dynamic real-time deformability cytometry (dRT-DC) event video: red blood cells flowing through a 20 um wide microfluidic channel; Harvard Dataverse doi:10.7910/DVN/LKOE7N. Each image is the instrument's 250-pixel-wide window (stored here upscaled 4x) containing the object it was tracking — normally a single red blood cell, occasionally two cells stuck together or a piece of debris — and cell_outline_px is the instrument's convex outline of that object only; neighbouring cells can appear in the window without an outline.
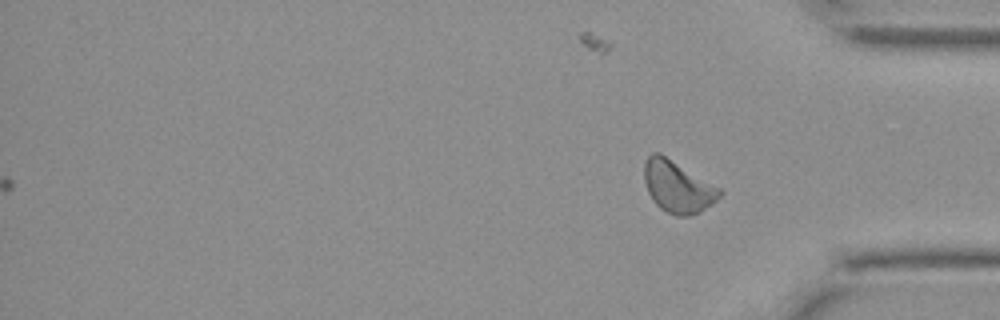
{"species": "Egyptian fruit bat (a non-hibernating species)", "species_latin": "Rousettus aegyptiacus", "temperature_condition": "cold", "stored_images_in_passage": 35, "segment_of_instrument_passage": [2, 2], "camera_frame_rate_fps": 3000, "um_per_image_px": 0.085, "animal": {"sex": "female"}, "frame": {"image": 1, "passage_image": 35, "time_ms": 11.333, "image_size_px": [1000, 320], "cell_outline_px": [[724, 192], [712, 204], [700, 212], [688, 216], [676, 216], [660, 208], [652, 200], [648, 192], [644, 180], [644, 164], [648, 156], [652, 152], [660, 152], [720, 188]], "centroid_in_image_um": [57.59, 15.86], "position_along_channel_um": 377.6, "area_um2": 22.77}}